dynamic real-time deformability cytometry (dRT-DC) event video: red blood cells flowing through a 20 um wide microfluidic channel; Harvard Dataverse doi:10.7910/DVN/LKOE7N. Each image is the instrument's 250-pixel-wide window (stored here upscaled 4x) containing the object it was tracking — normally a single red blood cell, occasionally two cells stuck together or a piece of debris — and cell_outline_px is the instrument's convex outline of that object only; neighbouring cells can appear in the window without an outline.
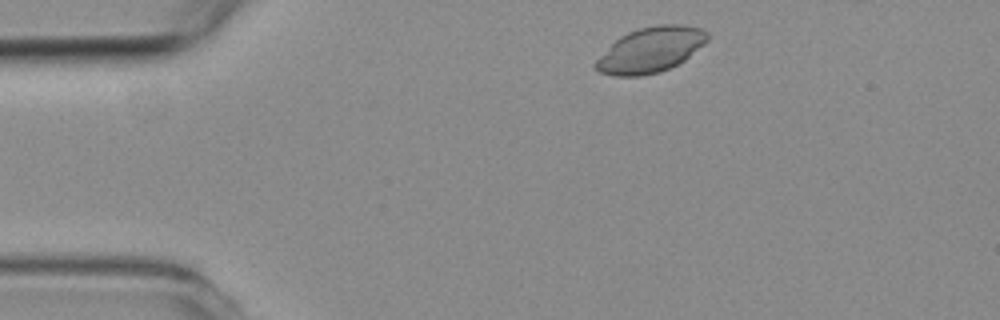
{"species": "common noctule bat (a hibernating species)", "species_latin": "Nyctalus noctula", "temperature_condition": "room temperature", "stored_images_in_passage": 2, "camera_frame_rate_fps": 3000, "um_per_image_px": 0.085, "animal": {"sex": "female", "body_mass_g": 19.3, "forearm_length_mm": 54.1}, "frame": {"image": 1, "passage_image": 1, "time_ms": 0.0, "image_size_px": [1000, 320], "cell_outline_px": [[708, 40], [704, 44], [684, 60], [660, 72], [640, 76], [612, 76], [600, 72], [592, 68], [592, 64], [620, 36], [628, 32], [640, 28], [656, 24], [684, 24], [700, 28], [708, 32]], "centroid_in_image_um": [55.29, 4.23], "position_along_channel_um": 29.7, "area_um2": 29.42}}